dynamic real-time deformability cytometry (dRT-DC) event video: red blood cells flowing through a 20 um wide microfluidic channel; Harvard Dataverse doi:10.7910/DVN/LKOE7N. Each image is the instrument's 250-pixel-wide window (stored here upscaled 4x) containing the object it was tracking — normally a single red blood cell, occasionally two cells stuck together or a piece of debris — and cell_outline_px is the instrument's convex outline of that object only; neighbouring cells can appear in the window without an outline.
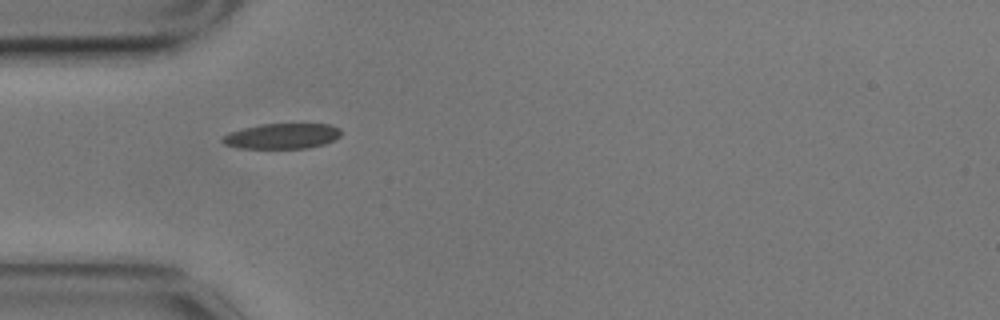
{"species": "common noctule bat (a hibernating species)", "species_latin": "Nyctalus noctula", "temperature_condition": "cold", "stored_images_in_passage": 41, "camera_frame_rate_fps": 3000, "um_per_image_px": 0.085, "animal": {"sex": "male", "body_mass_g": 17.9}, "frame": {"image": 1, "passage_image": 1, "time_ms": 0.0, "image_size_px": [1000, 320], "cell_outline_px": [[340, 136], [324, 144], [308, 148], [240, 148], [224, 144], [220, 140], [228, 132], [260, 124], [328, 124], [340, 128]], "centroid_in_image_um": [23.95, 11.56], "position_along_channel_um": 61.0, "area_um2": 17.46}}
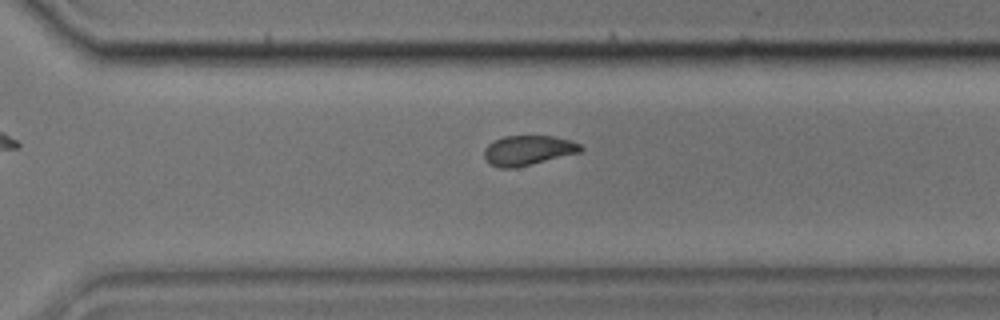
{"frame": {"image": 2, "passage_image": 24, "time_ms": 7.667, "image_size_px": [1000, 320], "cell_outline_px": [[584, 148], [580, 152], [532, 164], [512, 168], [500, 168], [488, 164], [484, 156], [484, 148], [488, 144], [504, 136], [552, 136], [568, 140], [580, 144]], "centroid_in_image_um": [44.85, 12.78], "position_along_channel_um": 325.8, "area_um2": 16.65}, "authors_computed_cell_mechanics": {"area_um2": 17.5134, "velocity_mm_per_s": 3.4783, "shape_relaxation_time_tau1_ms": 4.0815, "shape_relaxation_time_tau2_ms": 2.3453, "deformation_change_tau1": 0.1175, "deformation_change_tau2": 0.0799}}